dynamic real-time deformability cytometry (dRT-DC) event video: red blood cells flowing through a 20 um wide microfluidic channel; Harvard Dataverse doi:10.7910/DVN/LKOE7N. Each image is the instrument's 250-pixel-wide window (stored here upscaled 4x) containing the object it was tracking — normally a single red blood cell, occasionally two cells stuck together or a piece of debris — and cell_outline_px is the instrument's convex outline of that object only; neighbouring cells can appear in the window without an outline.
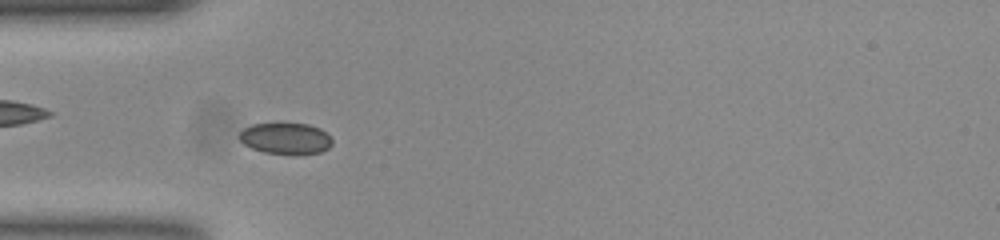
{"species": "common noctule bat (a hibernating species)", "species_latin": "Nyctalus noctula", "temperature_condition": "room temperature", "stored_images_in_passage": 50, "camera_frame_rate_fps": 3000, "um_per_image_px": 0.085, "animal": {"sex": "female", "body_mass_g": 23.0, "forearm_length_mm": 53.4}, "frame": {"image": 1, "passage_image": 13, "time_ms": 4.0, "image_size_px": [1000, 240], "cell_outline_px": [[332, 144], [328, 148], [320, 152], [264, 152], [252, 148], [244, 144], [240, 140], [240, 132], [244, 128], [252, 124], [276, 120], [280, 120], [308, 124], [320, 128], [332, 140]], "centroid_in_image_um": [24.23, 11.67], "position_along_channel_um": 60.8, "area_um2": 17.05}}
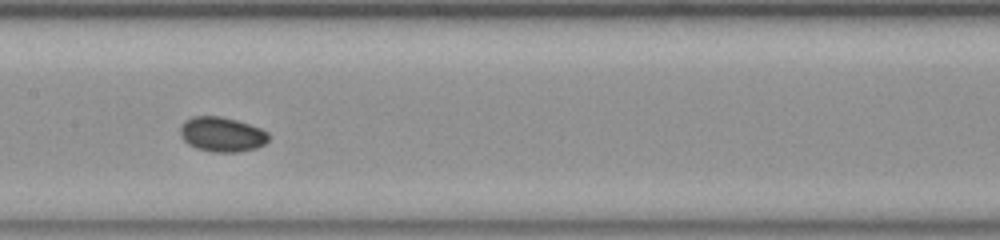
{"frame": {"image": 2, "passage_image": 23, "time_ms": 7.333, "image_size_px": [1000, 240], "cell_outline_px": [[268, 140], [264, 144], [256, 148], [236, 152], [212, 152], [196, 148], [188, 144], [184, 140], [180, 132], [180, 128], [184, 120], [192, 116], [220, 116], [236, 120], [260, 128], [268, 132]], "centroid_in_image_um": [18.84, 11.42], "position_along_channel_um": 188.6, "area_um2": 17.86}}
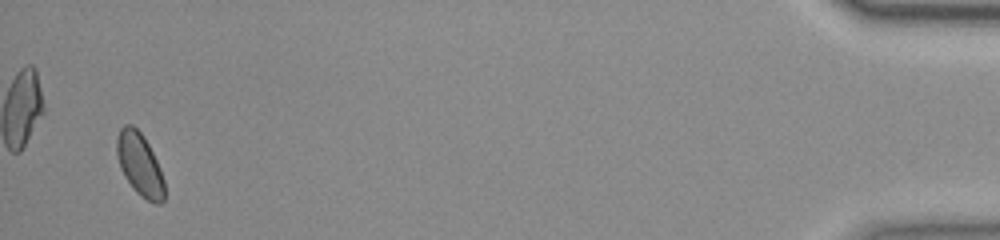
{"frame": {"image": 3, "passage_image": 48, "time_ms": 15.667, "image_size_px": [1000, 240], "cell_outline_px": [[164, 200], [160, 204], [156, 204], [140, 196], [136, 192], [124, 176], [120, 168], [116, 152], [116, 140], [120, 128], [124, 124], [132, 124], [144, 136], [160, 168], [164, 180]], "centroid_in_image_um": [11.86, 13.97], "position_along_channel_um": 423.3, "area_um2": 17.46}, "authors_computed_cell_mechanics": {"area_um2": 17.1666, "velocity_mm_per_s": 3.8757, "shape_relaxation_time_tau1_ms": 2.5022, "shape_relaxation_time_tau2_ms": null, "deformation_change_tau1": 0.038, "deformation_change_tau2": null}}